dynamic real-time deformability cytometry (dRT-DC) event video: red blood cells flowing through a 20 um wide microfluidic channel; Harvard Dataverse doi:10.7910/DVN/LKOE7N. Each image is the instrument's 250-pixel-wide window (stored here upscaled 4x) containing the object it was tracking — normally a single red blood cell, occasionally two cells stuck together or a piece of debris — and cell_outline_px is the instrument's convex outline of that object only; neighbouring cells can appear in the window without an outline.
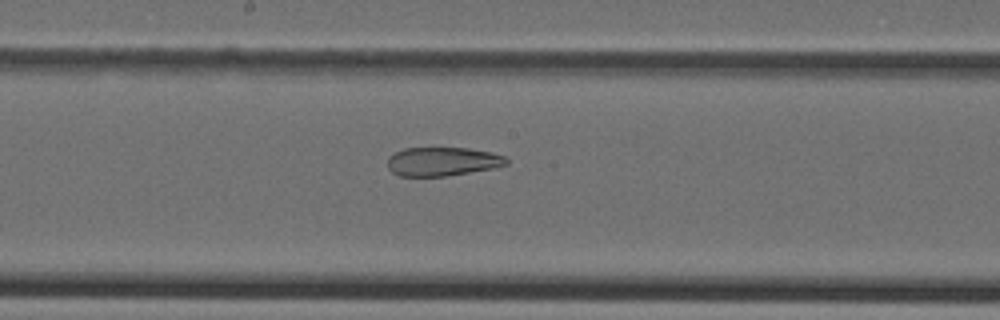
{"species": "Egyptian fruit bat (a non-hibernating species)", "species_latin": "Rousettus aegyptiacus", "temperature_condition": "cold", "stored_images_in_passage": 43, "camera_frame_rate_fps": 3000, "um_per_image_px": 0.085, "animal": {"sex": "female"}, "frame": {"image": 1, "passage_image": 24, "time_ms": 7.667, "image_size_px": [1000, 320], "cell_outline_px": [[508, 164], [492, 168], [444, 176], [400, 176], [392, 172], [388, 168], [388, 156], [404, 148], [468, 148], [492, 152], [504, 156], [508, 160]], "centroid_in_image_um": [37.59, 13.72], "position_along_channel_um": 210.6, "area_um2": 19.83}}
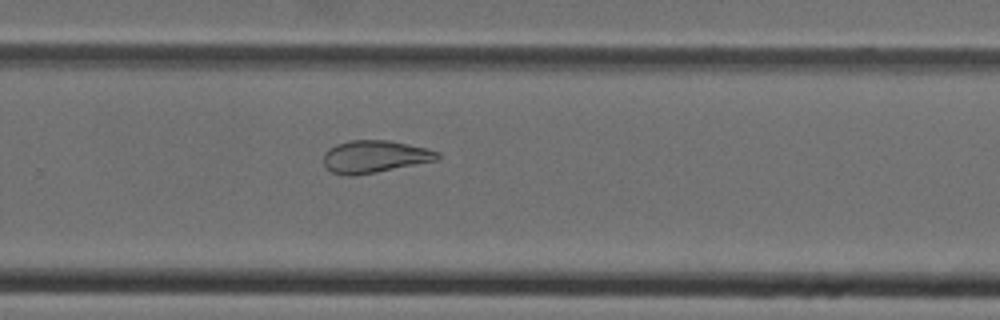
{"frame": {"image": 2, "passage_image": 30, "time_ms": 9.667, "image_size_px": [1000, 320], "cell_outline_px": [[440, 160], [376, 172], [352, 176], [344, 176], [332, 172], [324, 164], [324, 152], [328, 148], [336, 144], [348, 140], [388, 140], [408, 144], [440, 152]], "centroid_in_image_um": [31.85, 13.31], "position_along_channel_um": 298.0, "area_um2": 21.62}}
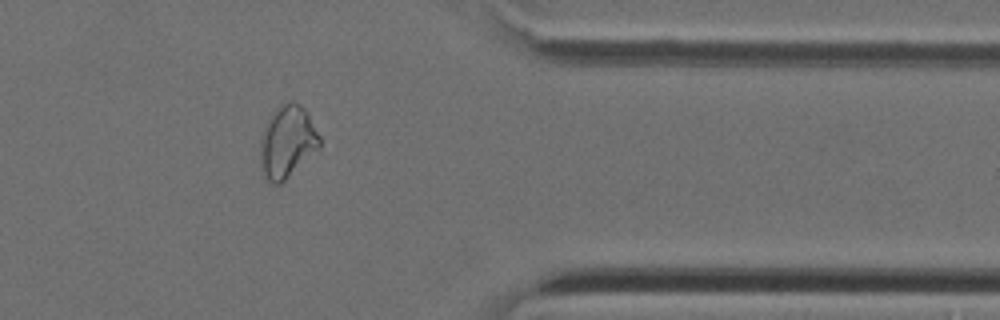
{"frame": {"image": 3, "passage_image": 37, "time_ms": 12.0, "image_size_px": [1000, 320], "cell_outline_px": [[320, 148], [280, 184], [272, 184], [264, 176], [260, 168], [260, 140], [264, 128], [272, 112], [280, 104], [288, 100], [300, 104], [308, 112], [320, 136]], "centroid_in_image_um": [24.41, 12.04], "position_along_channel_um": 387.0, "area_um2": 25.2}}